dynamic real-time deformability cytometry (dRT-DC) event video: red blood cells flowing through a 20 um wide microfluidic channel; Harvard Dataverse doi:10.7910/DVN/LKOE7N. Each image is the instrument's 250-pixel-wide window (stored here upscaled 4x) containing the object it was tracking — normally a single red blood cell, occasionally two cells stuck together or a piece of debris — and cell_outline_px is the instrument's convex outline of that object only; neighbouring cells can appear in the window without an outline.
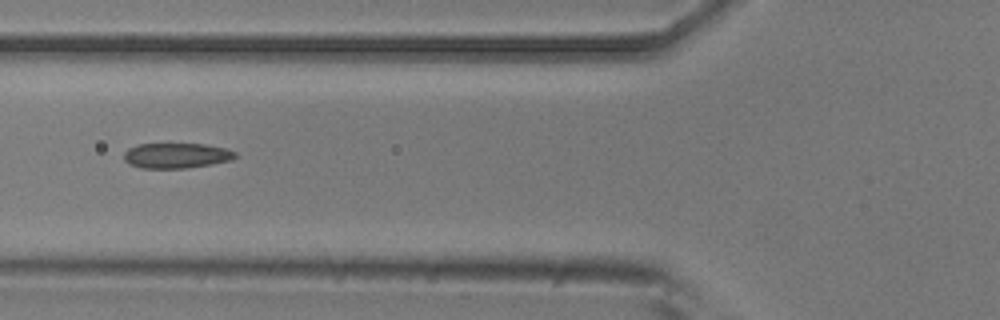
{"species": "common noctule bat (a hibernating species)", "species_latin": "Nyctalus noctula", "temperature_condition": "room temperature", "stored_images_in_passage": 5, "camera_frame_rate_fps": 3000, "um_per_image_px": 0.085, "animal": {"sex": "male", "body_mass_g": 20.5, "forearm_length_mm": 52.5}, "frame": {"image": 1, "passage_image": 5, "time_ms": 1.333, "image_size_px": [1000, 320], "cell_outline_px": [[236, 156], [232, 160], [212, 164], [184, 168], [140, 168], [128, 164], [124, 160], [124, 152], [128, 148], [136, 144], [204, 144], [224, 148], [236, 152]], "centroid_in_image_um": [14.96, 13.22], "position_along_channel_um": 110.8, "area_um2": 16.42}}